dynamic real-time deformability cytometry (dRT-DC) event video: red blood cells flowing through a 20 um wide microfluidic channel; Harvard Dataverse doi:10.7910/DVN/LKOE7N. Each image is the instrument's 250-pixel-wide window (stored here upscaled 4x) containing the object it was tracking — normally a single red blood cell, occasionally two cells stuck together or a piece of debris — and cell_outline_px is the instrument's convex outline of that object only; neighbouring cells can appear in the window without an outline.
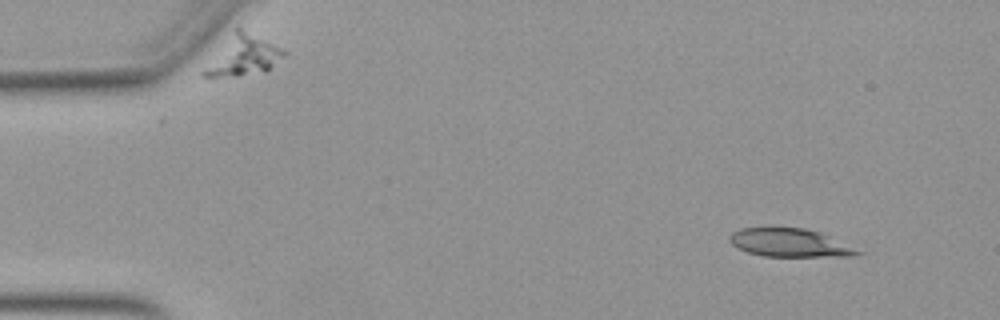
{"species": "Egyptian fruit bat (a non-hibernating species)", "species_latin": "Rousettus aegyptiacus", "temperature_condition": "warm", "stored_images_in_passage": 48, "camera_frame_rate_fps": 3000, "um_per_image_px": 0.085, "animal": {"sex": "female"}, "frame": {"image": 1, "passage_image": 1, "time_ms": 0.0, "image_size_px": [1000, 320], "cell_outline_px": [[864, 252], [856, 256], [764, 256], [748, 252], [736, 248], [728, 240], [728, 236], [732, 232], [740, 228], [768, 224], [776, 224], [804, 228], [820, 232]], "centroid_in_image_um": [67.03, 20.57], "position_along_channel_um": 18.0, "area_um2": 22.02}}
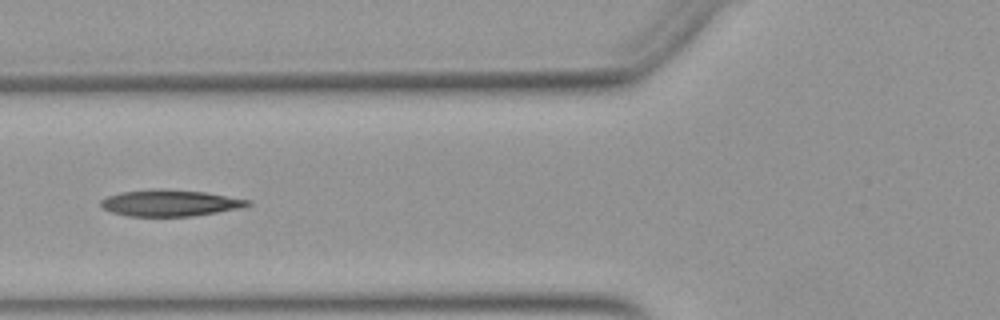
{"frame": {"image": 2, "passage_image": 16, "time_ms": 5.0, "image_size_px": [1000, 320], "cell_outline_px": [[252, 204], [240, 208], [192, 216], [128, 216], [112, 212], [100, 208], [100, 200], [108, 196], [120, 192], [152, 188], [164, 188], [204, 192], [252, 200]], "centroid_in_image_um": [14.42, 17.24], "position_along_channel_um": 111.4, "area_um2": 22.83}}
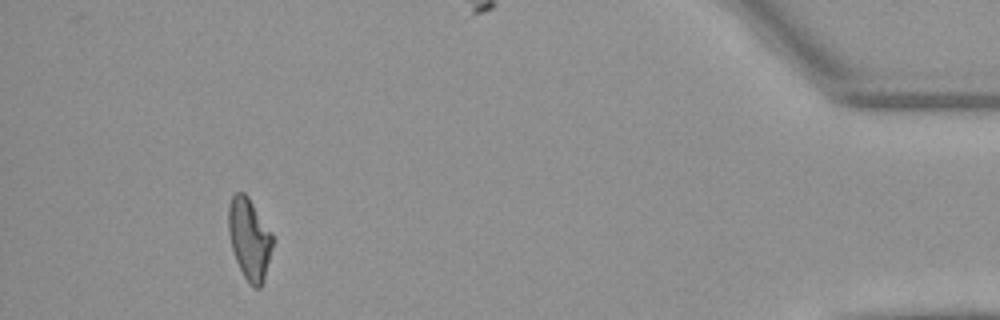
{"frame": {"image": 3, "passage_image": 44, "time_ms": 14.333, "image_size_px": [1000, 320], "cell_outline_px": [[276, 240], [264, 280], [260, 288], [256, 288], [248, 284], [236, 260], [228, 236], [228, 204], [232, 196], [236, 192], [244, 192], [248, 196], [272, 232]], "centroid_in_image_um": [21.22, 20.31], "position_along_channel_um": 414.0, "area_um2": 21.5}, "authors_computed_cell_mechanics": {"area_um2": 22.0218, "velocity_mm_per_s": 3.9338, "shape_relaxation_time_tau1_ms": null, "shape_relaxation_time_tau2_ms": 2.6344, "deformation_change_tau1": null, "deformation_change_tau2": 0.1108}}